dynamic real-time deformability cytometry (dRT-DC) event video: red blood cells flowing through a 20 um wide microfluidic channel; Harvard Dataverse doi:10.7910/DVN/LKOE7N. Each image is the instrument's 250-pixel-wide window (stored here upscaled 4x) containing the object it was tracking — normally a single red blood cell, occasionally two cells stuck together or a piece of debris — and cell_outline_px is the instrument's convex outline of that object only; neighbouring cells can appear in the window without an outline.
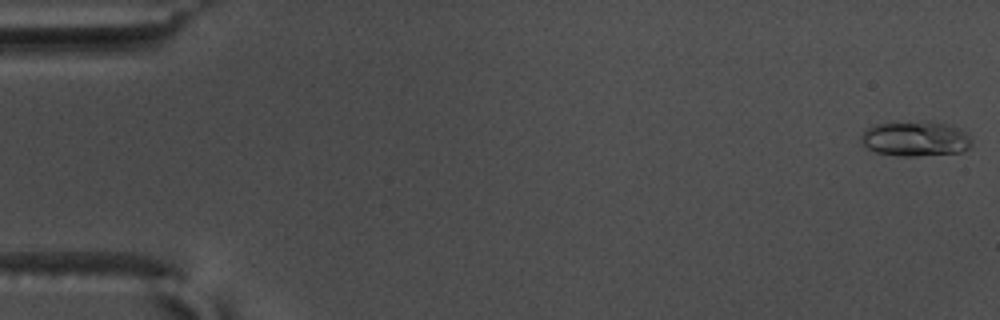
{"species": "common noctule bat (a hibernating species)", "species_latin": "Nyctalus noctula", "temperature_condition": "warm", "stored_images_in_passage": 55, "camera_frame_rate_fps": 3000, "um_per_image_px": 0.085, "animal": {"sex": "male", "body_mass_g": 17.5, "forearm_length_mm": 52.3}, "frame": {"image": 1, "passage_image": 1, "time_ms": 0.0, "image_size_px": [1000, 320], "cell_outline_px": [[972, 144], [968, 148], [960, 152], [916, 156], [900, 156], [876, 152], [868, 148], [860, 140], [860, 136], [864, 128], [872, 124], [928, 120], [960, 128], [968, 132], [972, 140]], "centroid_in_image_um": [77.8, 11.77], "position_along_channel_um": 7.2, "area_um2": 23.0}}
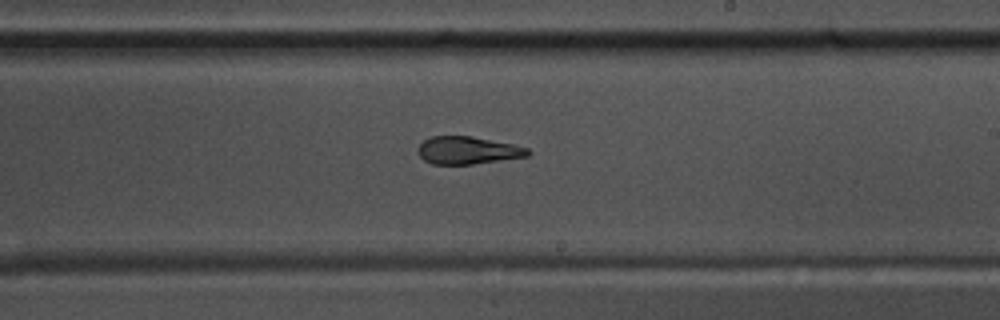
{"frame": {"image": 2, "passage_image": 33, "time_ms": 10.667, "image_size_px": [1000, 320], "cell_outline_px": [[532, 152], [528, 156], [472, 164], [432, 164], [424, 160], [416, 152], [416, 148], [424, 140], [432, 136], [472, 136], [512, 144], [528, 148]], "centroid_in_image_um": [39.73, 12.78], "position_along_channel_um": 249.3, "area_um2": 17.69}}
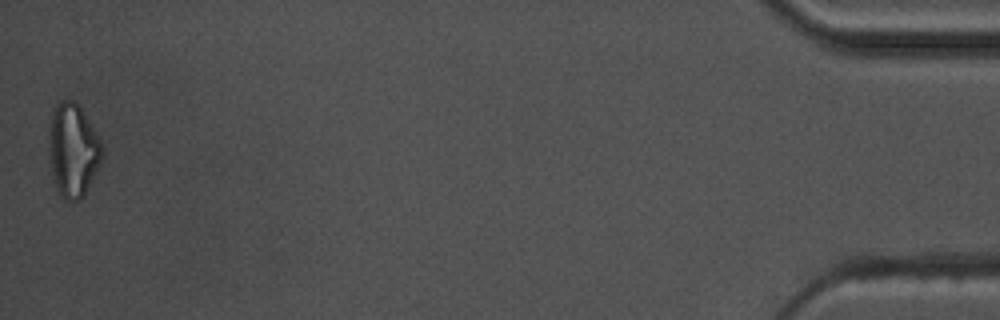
{"frame": {"image": 3, "passage_image": 55, "time_ms": 18.0, "image_size_px": [1000, 320], "cell_outline_px": [[104, 156], [84, 196], [80, 200], [64, 200], [60, 196], [56, 188], [52, 172], [48, 152], [48, 124], [52, 108], [60, 100], [76, 100], [104, 144]], "centroid_in_image_um": [6.2, 12.73], "position_along_channel_um": 429.0, "area_um2": 29.82}, "authors_computed_cell_mechanics": {"area_um2": 18.8428, "velocity_mm_per_s": 3.7234, "shape_relaxation_time_tau1_ms": 5.3325, "shape_relaxation_time_tau2_ms": 2.0762, "deformation_change_tau1": 0.1746, "deformation_change_tau2": 0.0934}}